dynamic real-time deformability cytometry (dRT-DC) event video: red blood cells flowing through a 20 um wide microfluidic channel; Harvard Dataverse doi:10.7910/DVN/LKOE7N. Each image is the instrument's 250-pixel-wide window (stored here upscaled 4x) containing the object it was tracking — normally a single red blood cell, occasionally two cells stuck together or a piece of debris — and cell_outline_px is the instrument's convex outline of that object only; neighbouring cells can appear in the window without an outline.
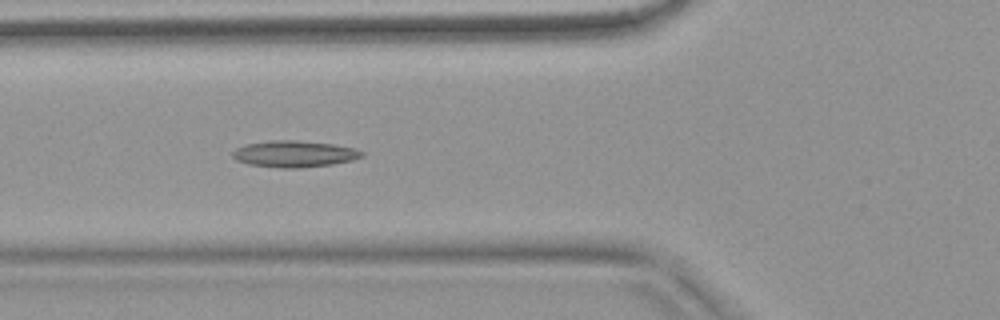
{"species": "common noctule bat (a hibernating species)", "species_latin": "Nyctalus noctula", "temperature_condition": "warm", "stored_images_in_passage": 53, "camera_frame_rate_fps": 3000, "um_per_image_px": 0.085, "animal": {"sex": "female", "body_mass_g": 18.4}, "frame": {"image": 1, "passage_image": 19, "time_ms": 6.0, "image_size_px": [1000, 320], "cell_outline_px": [[364, 156], [352, 160], [332, 164], [300, 168], [280, 168], [248, 164], [236, 160], [232, 156], [232, 152], [236, 148], [248, 144], [272, 140], [296, 140], [332, 144], [352, 148], [364, 152]], "centroid_in_image_um": [25.0, 13.09], "position_along_channel_um": 100.8, "area_um2": 19.83}}
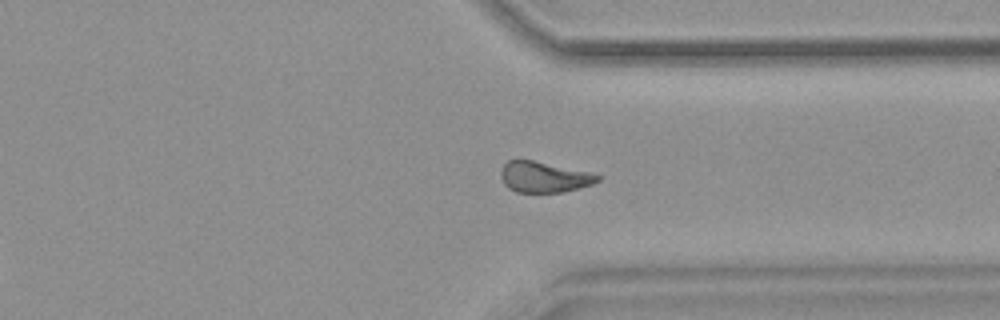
{"frame": {"image": 2, "passage_image": 40, "time_ms": 13.0, "image_size_px": [1000, 320], "cell_outline_px": [[600, 180], [592, 184], [564, 192], [516, 192], [508, 188], [504, 184], [500, 176], [500, 168], [508, 160], [532, 160], [588, 172], [600, 176]], "centroid_in_image_um": [46.19, 15.05], "position_along_channel_um": 365.2, "area_um2": 17.22}}
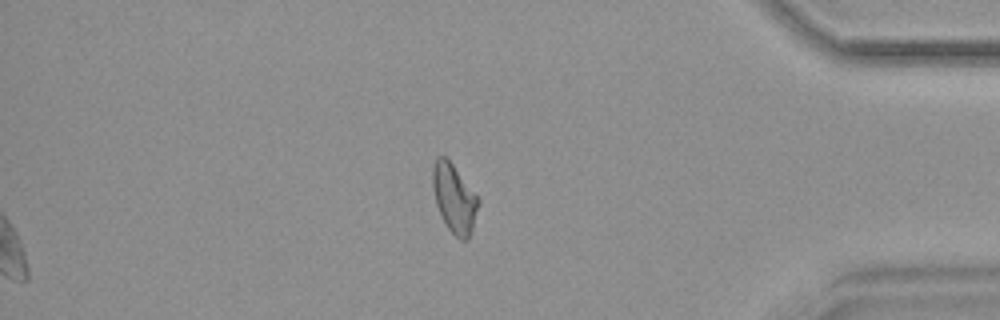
{"frame": {"image": 3, "passage_image": 45, "time_ms": 14.667, "image_size_px": [1000, 320], "cell_outline_px": [[480, 200], [472, 232], [468, 240], [460, 240], [448, 228], [436, 204], [432, 188], [432, 168], [436, 156], [444, 156], [452, 164]], "centroid_in_image_um": [38.6, 16.87], "position_along_channel_um": 396.6, "area_um2": 18.09}, "authors_computed_cell_mechanics": {"area_um2": 18.5538, "velocity_mm_per_s": 3.775, "shape_relaxation_time_tau1_ms": null, "shape_relaxation_time_tau2_ms": 5.0077, "deformation_change_tau1": null, "deformation_change_tau2": 0.1385}}